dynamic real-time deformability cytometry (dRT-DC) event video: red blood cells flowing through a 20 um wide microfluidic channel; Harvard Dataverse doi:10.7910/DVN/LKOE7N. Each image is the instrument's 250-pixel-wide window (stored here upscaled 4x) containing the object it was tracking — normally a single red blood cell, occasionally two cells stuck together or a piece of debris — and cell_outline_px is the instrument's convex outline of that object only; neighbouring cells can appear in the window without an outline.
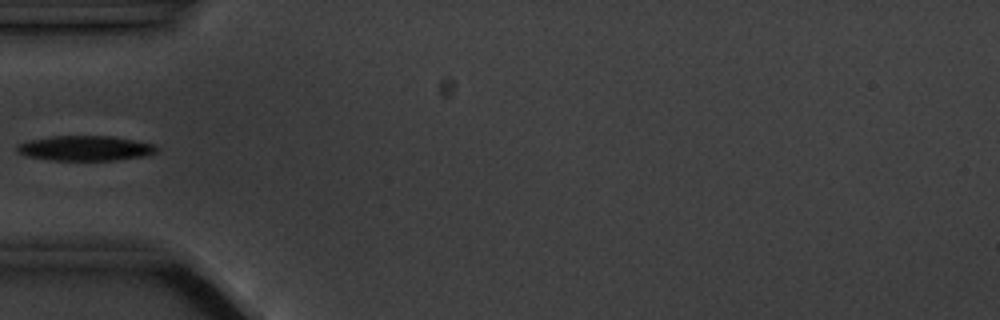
{"species": "common noctule bat (a hibernating species)", "species_latin": "Nyctalus noctula", "temperature_condition": "cold", "stored_images_in_passage": 8, "camera_frame_rate_fps": 3000, "um_per_image_px": 0.085, "animal": {"sex": "male", "body_mass_g": 20.1, "forearm_length_mm": 53.5}, "frame": {"image": 1, "passage_image": 5, "time_ms": 5.667, "image_size_px": [1000, 320], "cell_outline_px": [[160, 148], [156, 152], [144, 156], [116, 160], [52, 160], [28, 156], [16, 152], [16, 144], [28, 140], [52, 136], [112, 136], [152, 144]], "centroid_in_image_um": [7.21, 12.6], "position_along_channel_um": 77.8, "area_um2": 20.29}}
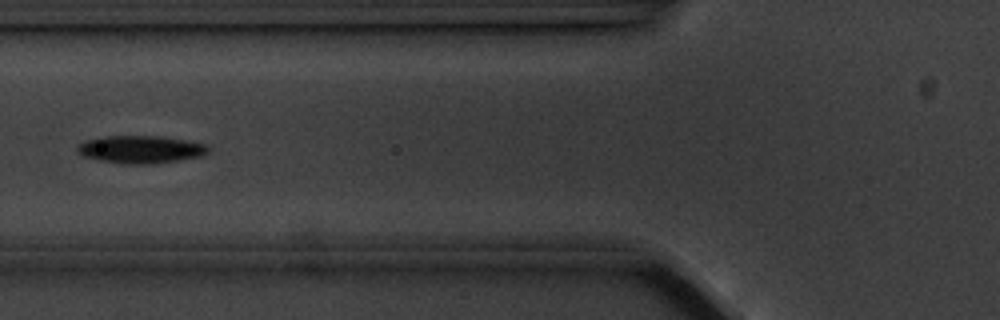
{"frame": {"image": 2, "passage_image": 6, "time_ms": 6.667, "image_size_px": [1000, 320], "cell_outline_px": [[212, 148], [208, 152], [200, 156], [152, 164], [120, 164], [100, 160], [84, 156], [76, 148], [84, 140], [100, 136], [160, 136], [208, 144]], "centroid_in_image_um": [11.97, 12.69], "position_along_channel_um": 113.8, "area_um2": 21.1}}